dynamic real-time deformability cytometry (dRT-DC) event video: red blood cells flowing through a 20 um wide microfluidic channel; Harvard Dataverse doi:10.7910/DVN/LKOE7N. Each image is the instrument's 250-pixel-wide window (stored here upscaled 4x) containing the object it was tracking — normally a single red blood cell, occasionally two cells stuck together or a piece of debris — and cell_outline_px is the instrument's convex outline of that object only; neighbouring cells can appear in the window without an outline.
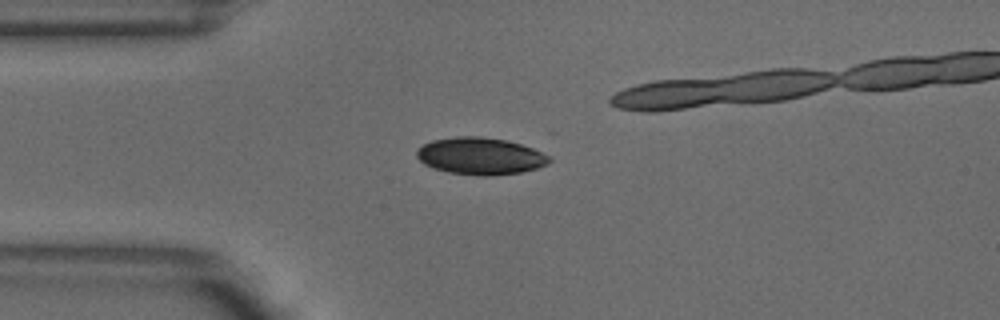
{"species": "common noctule bat (a hibernating species)", "species_latin": "Nyctalus noctula", "temperature_condition": "warm", "stored_images_in_passage": 6, "camera_frame_rate_fps": 3000, "um_per_image_px": 0.085, "animal": {"sex": "male", "body_mass_g": 18.8}, "frame": {"image": 1, "passage_image": 2, "time_ms": 0.333, "image_size_px": [1000, 320], "cell_outline_px": [[552, 160], [548, 164], [536, 168], [520, 172], [484, 176], [480, 176], [448, 172], [432, 168], [424, 164], [416, 156], [416, 148], [432, 140], [456, 136], [480, 136], [508, 140], [532, 148], [548, 156]], "centroid_in_image_um": [40.78, 13.25], "position_along_channel_um": 44.2, "area_um2": 28.61}}